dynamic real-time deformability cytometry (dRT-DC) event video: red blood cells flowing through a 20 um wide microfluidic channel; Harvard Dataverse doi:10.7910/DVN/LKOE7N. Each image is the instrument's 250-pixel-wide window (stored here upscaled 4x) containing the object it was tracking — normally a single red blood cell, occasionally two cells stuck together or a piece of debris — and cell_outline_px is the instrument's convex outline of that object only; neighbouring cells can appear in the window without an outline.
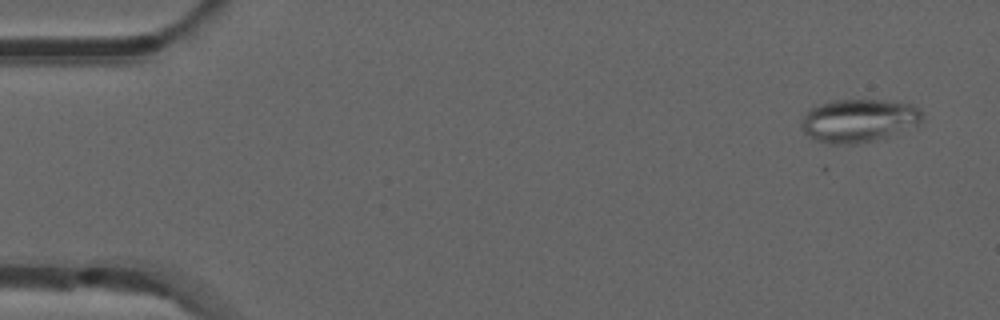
{"species": "common noctule bat (a hibernating species)", "species_latin": "Nyctalus noctula", "temperature_condition": "room temperature", "stored_images_in_passage": 13, "camera_frame_rate_fps": 3000, "um_per_image_px": 0.085, "animal": {"sex": "male", "forearm_length_mm": 52.5}, "frame": {"image": 1, "passage_image": 3, "time_ms": 0.667, "image_size_px": [1000, 320], "cell_outline_px": [[924, 116], [916, 124], [888, 136], [856, 144], [832, 144], [816, 140], [808, 136], [800, 128], [800, 124], [804, 112], [828, 100], [888, 100], [912, 104], [920, 108]], "centroid_in_image_um": [72.94, 10.23], "position_along_channel_um": 12.1, "area_um2": 30.4}}